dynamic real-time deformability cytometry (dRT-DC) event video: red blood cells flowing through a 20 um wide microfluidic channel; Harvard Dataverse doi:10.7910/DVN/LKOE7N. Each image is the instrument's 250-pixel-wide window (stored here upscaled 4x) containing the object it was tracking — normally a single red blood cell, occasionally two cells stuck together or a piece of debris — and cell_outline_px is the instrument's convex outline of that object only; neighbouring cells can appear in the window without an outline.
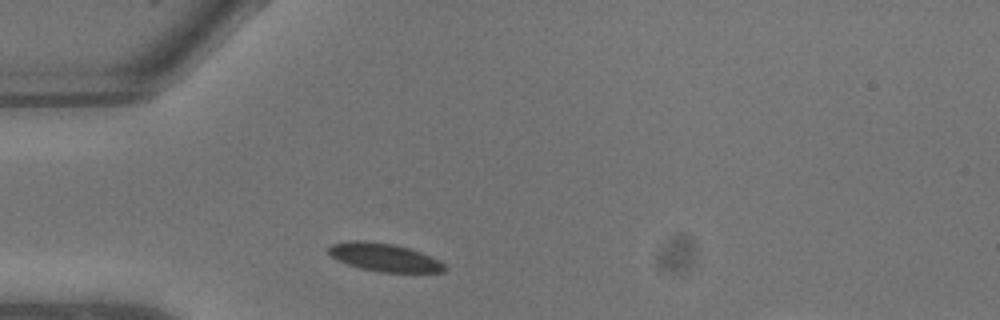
{"species": "common noctule bat (a hibernating species)", "species_latin": "Nyctalus noctula", "temperature_condition": "warm", "stored_images_in_passage": 3, "camera_frame_rate_fps": 3000, "um_per_image_px": 0.085, "animal": {"sex": "male", "body_mass_g": 13.3}, "frame": {"image": 1, "passage_image": 1, "time_ms": 0.0, "image_size_px": [1000, 320], "cell_outline_px": [[448, 268], [444, 272], [380, 272], [360, 268], [348, 264], [332, 256], [328, 252], [328, 248], [332, 244], [348, 240], [360, 240], [392, 244], [408, 248], [420, 252], [440, 260]], "centroid_in_image_um": [32.69, 21.87], "position_along_channel_um": 52.3, "area_um2": 18.84}}
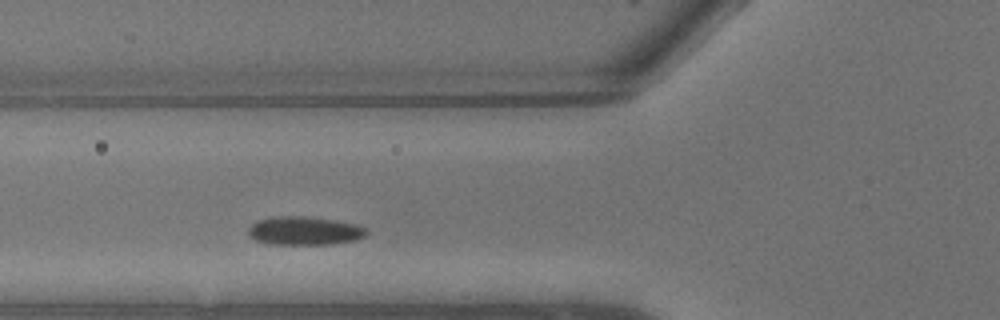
{"frame": {"image": 2, "passage_image": 3, "time_ms": 0.667, "image_size_px": [1000, 320], "cell_outline_px": [[368, 232], [364, 236], [356, 240], [332, 244], [268, 244], [256, 240], [248, 236], [248, 228], [256, 220], [276, 216], [300, 216], [336, 220], [356, 224], [368, 228]], "centroid_in_image_um": [25.87, 19.62], "position_along_channel_um": 99.9, "area_um2": 19.77}}